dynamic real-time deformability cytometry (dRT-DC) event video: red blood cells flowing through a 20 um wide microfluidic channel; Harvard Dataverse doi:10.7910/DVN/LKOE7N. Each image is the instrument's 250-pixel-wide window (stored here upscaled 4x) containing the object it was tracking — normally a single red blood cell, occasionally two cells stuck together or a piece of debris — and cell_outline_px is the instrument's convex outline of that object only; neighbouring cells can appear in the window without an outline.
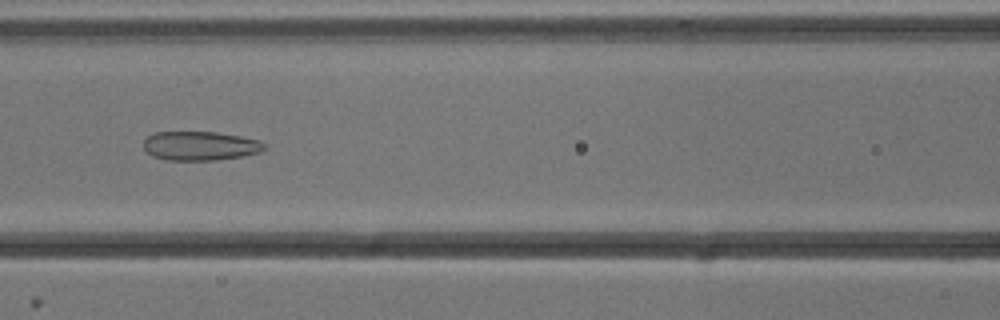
{"species": "common noctule bat (a hibernating species)", "species_latin": "Nyctalus noctula", "temperature_condition": "cold", "stored_images_in_passage": 53, "camera_frame_rate_fps": 3000, "um_per_image_px": 0.085, "animal": {"sex": "male", "body_mass_g": 13.3}, "frame": {"image": 1, "passage_image": 23, "time_ms": 7.333, "image_size_px": [1000, 320], "cell_outline_px": [[264, 148], [260, 152], [240, 156], [216, 160], [168, 160], [152, 156], [144, 148], [144, 140], [148, 136], [156, 132], [216, 132], [240, 136], [260, 140], [264, 144]], "centroid_in_image_um": [17.0, 12.39], "position_along_channel_um": 149.6, "area_um2": 20.29}}
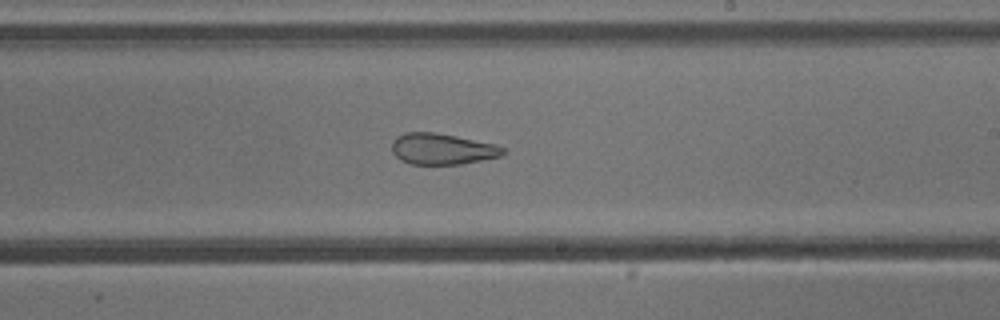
{"frame": {"image": 2, "passage_image": 31, "time_ms": 10.0, "image_size_px": [1000, 320], "cell_outline_px": [[508, 152], [500, 156], [460, 164], [408, 164], [400, 160], [392, 152], [392, 140], [396, 136], [404, 132], [436, 132], [496, 144], [504, 148]], "centroid_in_image_um": [37.56, 12.65], "position_along_channel_um": 251.4, "area_um2": 20.29}}
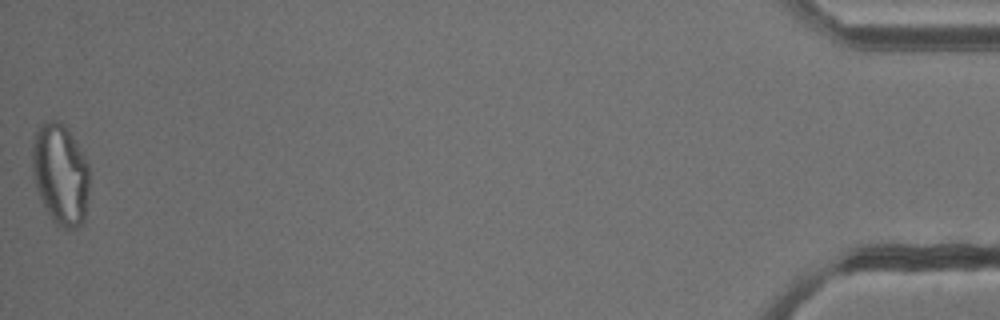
{"frame": {"image": 3, "passage_image": 53, "time_ms": 17.333, "image_size_px": [1000, 320], "cell_outline_px": [[88, 188], [84, 220], [76, 228], [64, 228], [56, 224], [52, 220], [36, 188], [32, 176], [32, 144], [36, 132], [40, 124], [44, 120], [56, 120], [64, 124], [68, 128], [88, 164]], "centroid_in_image_um": [5.11, 14.77], "position_along_channel_um": 430.1, "area_um2": 33.52}, "authors_computed_cell_mechanics": {"area_um2": 28.2642, "velocity_mm_per_s": 3.826, "shape_relaxation_time_tau1_ms": null, "shape_relaxation_time_tau2_ms": 2.9147, "deformation_change_tau1": null, "deformation_change_tau2": 0.1217}}